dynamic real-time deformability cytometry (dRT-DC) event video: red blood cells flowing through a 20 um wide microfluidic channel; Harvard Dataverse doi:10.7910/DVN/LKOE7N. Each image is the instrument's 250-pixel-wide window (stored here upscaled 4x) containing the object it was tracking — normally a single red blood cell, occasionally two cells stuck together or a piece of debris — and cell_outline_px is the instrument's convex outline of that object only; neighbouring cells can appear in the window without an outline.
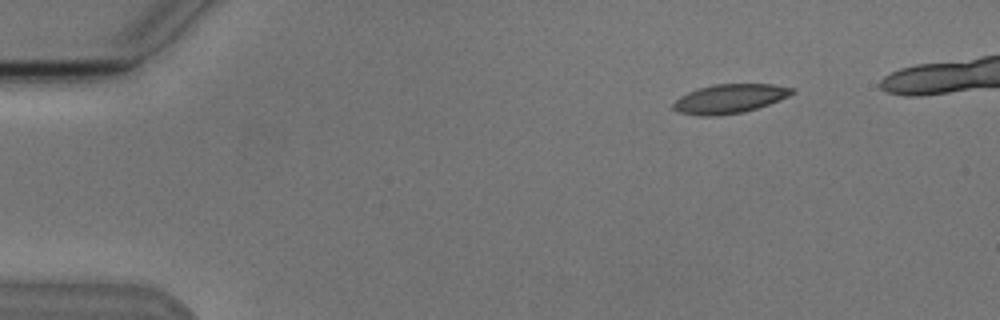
{"species": "Egyptian fruit bat (a non-hibernating species)", "species_latin": "Rousettus aegyptiacus", "temperature_condition": "cold", "stored_images_in_passage": 6, "camera_frame_rate_fps": 3000, "um_per_image_px": 0.085, "animal": {"sex": "male"}, "frame": {"image": 1, "passage_image": 2, "time_ms": 1.333, "image_size_px": [1000, 320], "cell_outline_px": [[796, 92], [780, 100], [744, 112], [716, 116], [700, 116], [676, 112], [672, 108], [672, 104], [680, 96], [688, 92], [700, 88], [716, 84], [772, 84], [796, 88]], "centroid_in_image_um": [62.02, 8.39], "position_along_channel_um": 23.0, "area_um2": 20.23}}